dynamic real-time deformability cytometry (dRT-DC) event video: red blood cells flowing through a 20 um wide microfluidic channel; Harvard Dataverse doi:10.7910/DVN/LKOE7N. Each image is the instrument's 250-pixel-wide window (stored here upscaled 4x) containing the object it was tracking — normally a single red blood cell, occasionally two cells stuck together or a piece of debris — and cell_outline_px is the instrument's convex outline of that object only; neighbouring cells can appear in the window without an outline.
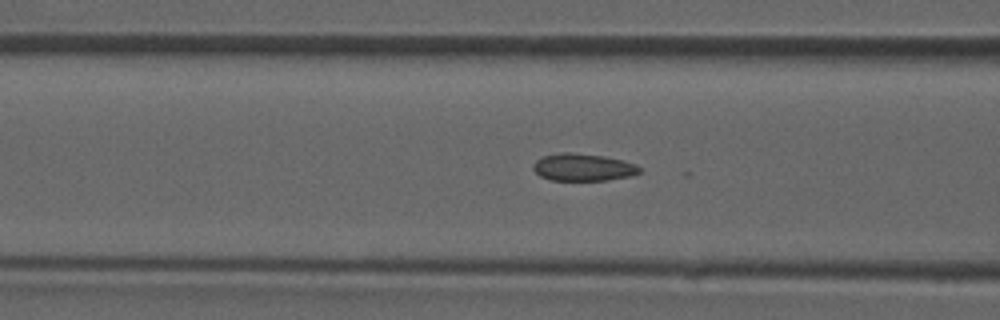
{"species": "common noctule bat (a hibernating species)", "species_latin": "Nyctalus noctula", "temperature_condition": "room temperature", "stored_images_in_passage": 41, "camera_frame_rate_fps": 3000, "um_per_image_px": 0.085, "animal": {"sex": "male", "forearm_length_mm": 52.5}, "frame": {"image": 1, "passage_image": 12, "time_ms": 3.667, "image_size_px": [1000, 320], "cell_outline_px": [[640, 172], [632, 176], [608, 180], [552, 180], [540, 176], [532, 168], [536, 160], [544, 156], [560, 152], [572, 152], [604, 156], [636, 164], [640, 168]], "centroid_in_image_um": [49.56, 14.22], "position_along_channel_um": 117.0, "area_um2": 16.88}}